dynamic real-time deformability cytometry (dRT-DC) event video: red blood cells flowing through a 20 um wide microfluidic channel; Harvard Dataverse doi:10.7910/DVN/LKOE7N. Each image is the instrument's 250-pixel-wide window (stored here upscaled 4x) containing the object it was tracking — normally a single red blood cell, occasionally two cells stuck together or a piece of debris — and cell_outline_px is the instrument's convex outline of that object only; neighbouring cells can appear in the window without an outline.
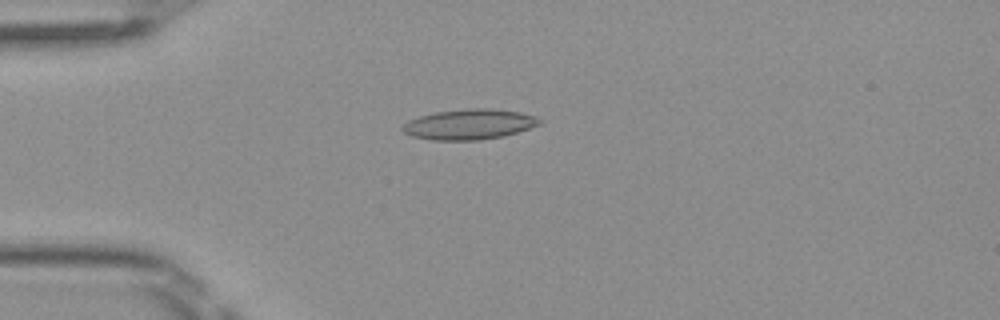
{"species": "Egyptian fruit bat (a non-hibernating species)", "species_latin": "Rousettus aegyptiacus", "temperature_condition": "room temperature", "stored_images_in_passage": 4, "camera_frame_rate_fps": 3000, "um_per_image_px": 0.085, "frame": {"image": 1, "passage_image": 4, "time_ms": 1.0, "image_size_px": [1000, 320], "cell_outline_px": [[544, 120], [540, 124], [504, 136], [480, 140], [432, 140], [412, 136], [404, 132], [400, 128], [408, 120], [420, 116], [436, 112], [468, 108], [492, 108], [520, 112], [536, 116]], "centroid_in_image_um": [39.9, 10.56], "position_along_channel_um": 45.1, "area_um2": 24.28}}